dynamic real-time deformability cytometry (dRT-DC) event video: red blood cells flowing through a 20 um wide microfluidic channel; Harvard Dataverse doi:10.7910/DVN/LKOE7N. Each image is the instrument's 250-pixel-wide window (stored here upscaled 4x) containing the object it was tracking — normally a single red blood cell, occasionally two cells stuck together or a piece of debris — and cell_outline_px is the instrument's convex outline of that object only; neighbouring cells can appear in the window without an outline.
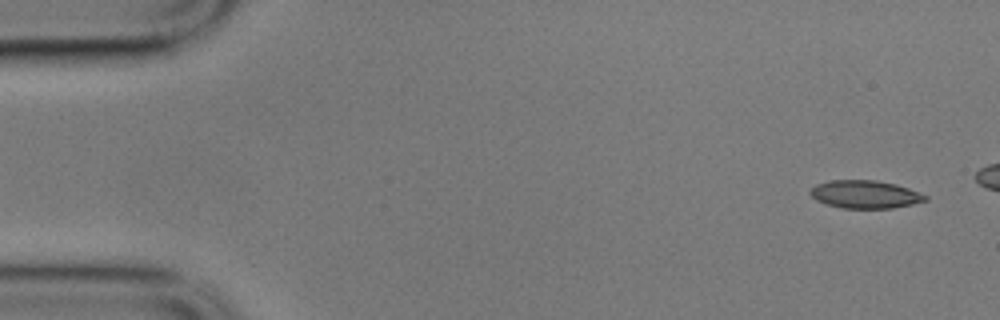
{"species": "common noctule bat (a hibernating species)", "species_latin": "Nyctalus noctula", "temperature_condition": "cold", "stored_images_in_passage": 5, "camera_frame_rate_fps": 3000, "um_per_image_px": 0.085, "animal": {"sex": "male", "body_mass_g": 17.9}, "frame": {"image": 1, "passage_image": 1, "time_ms": 0.0, "image_size_px": [1000, 320], "cell_outline_px": [[928, 200], [912, 204], [892, 208], [840, 208], [816, 200], [808, 192], [816, 184], [832, 180], [876, 180], [896, 184], [920, 192], [928, 196]], "centroid_in_image_um": [73.55, 16.52], "position_along_channel_um": 11.5, "area_um2": 18.73}}